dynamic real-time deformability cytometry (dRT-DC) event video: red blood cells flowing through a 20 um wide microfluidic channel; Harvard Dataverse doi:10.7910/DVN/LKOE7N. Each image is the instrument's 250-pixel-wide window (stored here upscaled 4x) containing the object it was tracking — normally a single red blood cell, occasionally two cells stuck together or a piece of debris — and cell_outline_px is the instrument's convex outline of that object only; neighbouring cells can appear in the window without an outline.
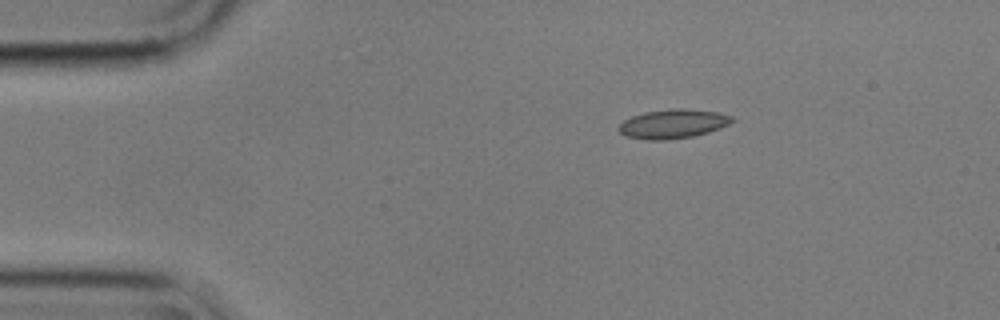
{"species": "common noctule bat (a hibernating species)", "species_latin": "Nyctalus noctula", "temperature_condition": "cold", "stored_images_in_passage": 5, "camera_frame_rate_fps": 3000, "um_per_image_px": 0.085, "animal": {"sex": "male", "body_mass_g": 17.9}, "frame": {"image": 1, "passage_image": 1, "time_ms": 0.0, "image_size_px": [1000, 320], "cell_outline_px": [[736, 120], [720, 128], [708, 132], [692, 136], [668, 140], [648, 140], [624, 136], [616, 128], [624, 120], [632, 116], [644, 112], [672, 108], [688, 108], [716, 112], [732, 116]], "centroid_in_image_um": [57.18, 10.52], "position_along_channel_um": 27.8, "area_um2": 19.36}}
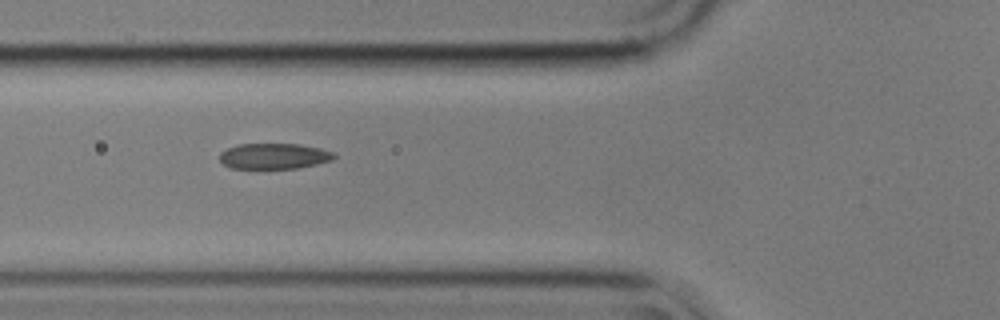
{"frame": {"image": 2, "passage_image": 4, "time_ms": 1.0, "image_size_px": [1000, 320], "cell_outline_px": [[336, 156], [332, 160], [316, 164], [296, 168], [232, 168], [224, 164], [220, 160], [220, 152], [228, 148], [240, 144], [300, 144], [320, 148], [332, 152]], "centroid_in_image_um": [23.29, 13.26], "position_along_channel_um": 102.5, "area_um2": 16.94}}
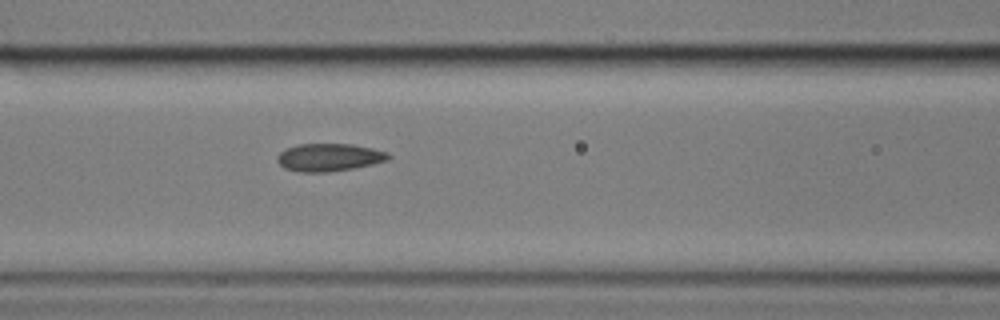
{"frame": {"image": 3, "passage_image": 5, "time_ms": 1.333, "image_size_px": [1000, 320], "cell_outline_px": [[392, 156], [388, 160], [372, 164], [352, 168], [328, 172], [296, 172], [284, 168], [276, 160], [276, 156], [280, 152], [288, 148], [300, 144], [352, 144], [372, 148], [388, 152]], "centroid_in_image_um": [27.97, 13.38], "position_along_channel_um": 138.6, "area_um2": 17.98}}